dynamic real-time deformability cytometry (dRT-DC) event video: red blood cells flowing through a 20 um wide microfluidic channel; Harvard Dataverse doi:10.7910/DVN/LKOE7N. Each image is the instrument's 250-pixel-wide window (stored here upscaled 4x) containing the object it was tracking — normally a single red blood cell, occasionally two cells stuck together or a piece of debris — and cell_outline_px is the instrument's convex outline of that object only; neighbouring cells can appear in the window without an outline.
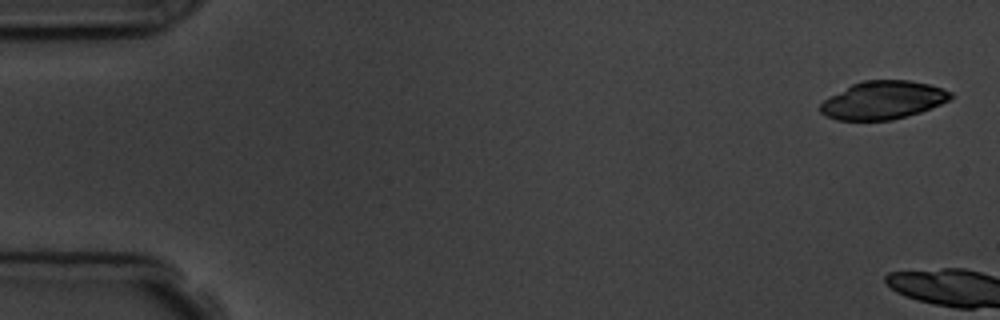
{"species": "common noctule bat (a hibernating species)", "species_latin": "Nyctalus noctula", "temperature_condition": "room temperature", "stored_images_in_passage": 2, "camera_frame_rate_fps": 3000, "um_per_image_px": 0.085, "animal": {"sex": "male", "body_mass_g": 19.5, "forearm_length_mm": 54.6}, "frame": {"image": 1, "passage_image": 1, "time_ms": 0.0, "image_size_px": [1000, 320], "cell_outline_px": [[952, 96], [948, 100], [940, 104], [920, 112], [892, 120], [836, 120], [820, 112], [820, 104], [824, 100], [852, 84], [864, 80], [908, 80], [928, 84], [952, 92]], "centroid_in_image_um": [75.04, 8.51], "position_along_channel_um": 10.0, "area_um2": 28.55}}